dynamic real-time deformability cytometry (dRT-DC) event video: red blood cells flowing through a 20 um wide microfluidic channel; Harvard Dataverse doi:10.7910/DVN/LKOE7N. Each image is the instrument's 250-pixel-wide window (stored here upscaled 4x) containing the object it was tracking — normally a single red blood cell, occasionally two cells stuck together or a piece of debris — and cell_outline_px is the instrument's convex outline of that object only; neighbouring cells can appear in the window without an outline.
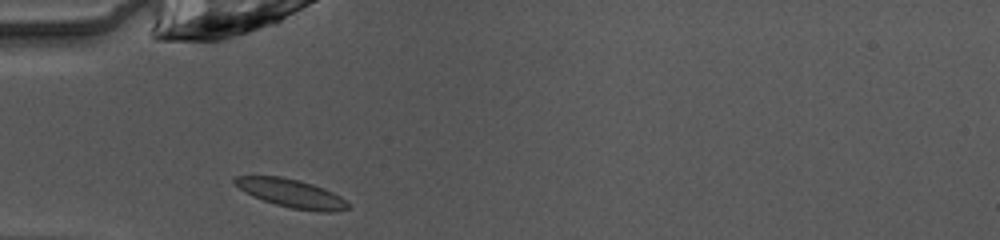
{"species": "common noctule bat (a hibernating species)", "species_latin": "Nyctalus noctula", "temperature_condition": "warm", "stored_images_in_passage": 35, "camera_frame_rate_fps": 3000, "um_per_image_px": 0.085, "animal": {"sex": "female", "body_mass_g": 10.0, "forearm_length_mm": 53.1}, "frame": {"image": 1, "passage_image": 1, "time_ms": 0.0, "image_size_px": [1000, 240], "cell_outline_px": [[352, 204], [348, 208], [332, 212], [320, 212], [292, 208], [276, 204], [252, 196], [244, 192], [232, 180], [236, 176], [280, 176], [312, 184], [324, 188], [340, 196]], "centroid_in_image_um": [24.79, 16.44], "position_along_channel_um": 60.2, "area_um2": 18.55}}
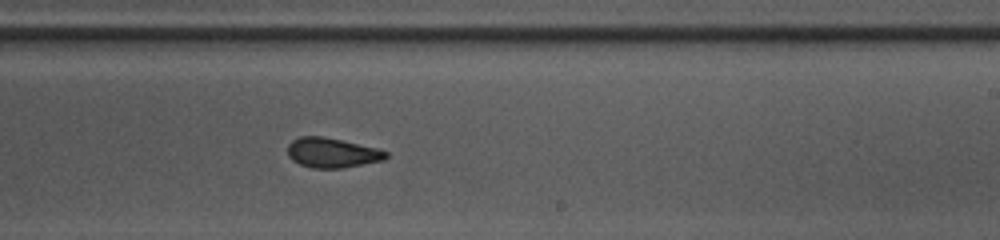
{"frame": {"image": 2, "passage_image": 16, "time_ms": 5.0, "image_size_px": [1000, 240], "cell_outline_px": [[388, 156], [384, 160], [344, 168], [312, 168], [300, 164], [292, 160], [288, 156], [288, 144], [292, 140], [300, 136], [320, 136], [340, 140], [376, 148], [388, 152]], "centroid_in_image_um": [28.21, 12.99], "position_along_channel_um": 260.8, "area_um2": 16.99}}
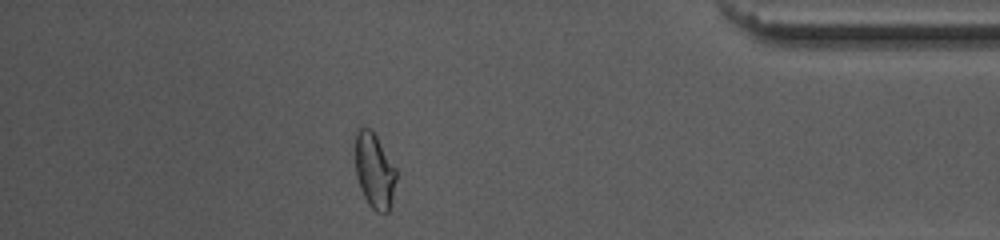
{"frame": {"image": 3, "passage_image": 29, "time_ms": 9.333, "image_size_px": [1000, 240], "cell_outline_px": [[396, 180], [388, 212], [376, 212], [368, 204], [360, 188], [356, 176], [356, 132], [360, 128], [372, 128], [396, 168]], "centroid_in_image_um": [31.83, 14.5], "position_along_channel_um": 403.4, "area_um2": 17.8}, "authors_computed_cell_mechanics": {"area_um2": 17.8024, "velocity_mm_per_s": 4.0675, "shape_relaxation_time_tau1_ms": 2.6764, "shape_relaxation_time_tau2_ms": 1.7649, "deformation_change_tau1": 0.1109, "deformation_change_tau2": 0.0776}}